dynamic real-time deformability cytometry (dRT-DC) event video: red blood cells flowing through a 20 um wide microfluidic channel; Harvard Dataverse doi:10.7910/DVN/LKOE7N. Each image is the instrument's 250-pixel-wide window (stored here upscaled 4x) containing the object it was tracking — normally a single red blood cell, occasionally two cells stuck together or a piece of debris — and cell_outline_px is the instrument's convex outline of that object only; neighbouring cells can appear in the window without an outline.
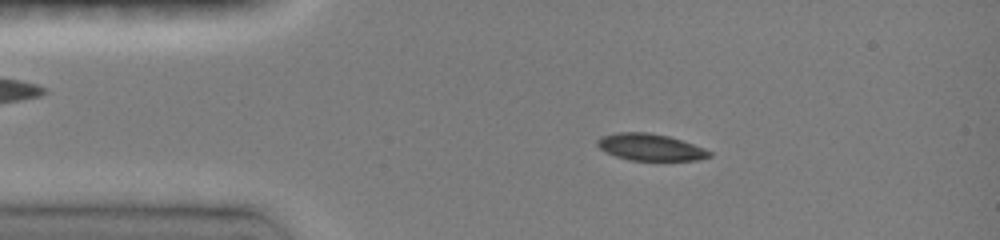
{"species": "common noctule bat (a hibernating species)", "species_latin": "Nyctalus noctula", "temperature_condition": "room temperature", "stored_images_in_passage": 46, "camera_frame_rate_fps": 3000, "um_per_image_px": 0.085, "animal": {"sex": "female", "body_mass_g": 19.0, "forearm_length_mm": 51.5}, "frame": {"image": 1, "passage_image": 8, "time_ms": 2.333, "image_size_px": [1000, 240], "cell_outline_px": [[712, 156], [700, 160], [628, 160], [604, 152], [596, 144], [596, 140], [600, 136], [620, 132], [648, 132], [668, 136], [704, 148], [712, 152]], "centroid_in_image_um": [55.25, 12.51], "position_along_channel_um": 29.8, "area_um2": 17.51}}
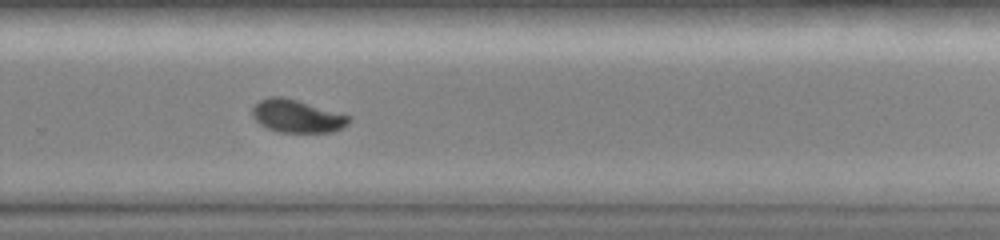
{"frame": {"image": 2, "passage_image": 31, "time_ms": 10.0, "image_size_px": [1000, 240], "cell_outline_px": [[352, 116], [348, 124], [332, 132], [280, 132], [268, 128], [260, 124], [256, 120], [252, 112], [252, 108], [260, 100], [272, 96], [280, 96], [296, 100]], "centroid_in_image_um": [25.26, 9.87], "position_along_channel_um": 304.5, "area_um2": 18.21}}
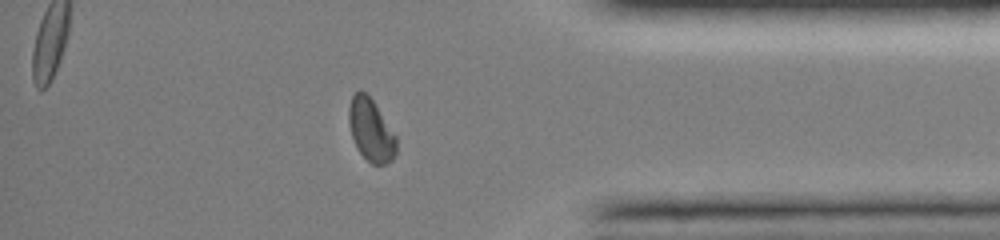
{"frame": {"image": 3, "passage_image": 39, "time_ms": 12.667, "image_size_px": [1000, 240], "cell_outline_px": [[396, 152], [392, 160], [384, 164], [372, 164], [360, 152], [352, 136], [348, 120], [348, 108], [352, 96], [356, 92], [364, 92], [372, 100], [396, 136]], "centroid_in_image_um": [31.52, 11.07], "position_along_channel_um": 403.7, "area_um2": 16.82}, "authors_computed_cell_mechanics": {"area_um2": 18.3226, "velocity_mm_per_s": 4.102, "shape_relaxation_time_tau1_ms": 2.9737, "shape_relaxation_time_tau2_ms": 8.544, "deformation_change_tau1": 0.1486, "deformation_change_tau2": 0.0819}}